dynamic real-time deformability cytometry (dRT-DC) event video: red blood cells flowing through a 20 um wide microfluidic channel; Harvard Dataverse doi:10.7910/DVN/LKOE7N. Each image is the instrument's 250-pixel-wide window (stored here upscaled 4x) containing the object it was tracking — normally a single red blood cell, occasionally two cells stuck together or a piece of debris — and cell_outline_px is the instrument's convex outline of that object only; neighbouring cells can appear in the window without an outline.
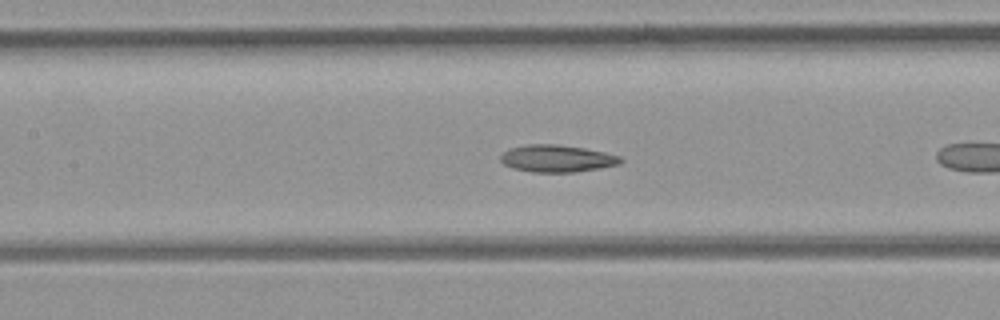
{"species": "common noctule bat (a hibernating species)", "species_latin": "Nyctalus noctula", "temperature_condition": "room temperature", "stored_images_in_passage": 8, "camera_frame_rate_fps": 3000, "um_per_image_px": 0.085, "animal": {"sex": "female", "body_mass_g": 21.9}, "frame": {"image": 1, "passage_image": 7, "time_ms": 2.0, "image_size_px": [1000, 320], "cell_outline_px": [[624, 160], [620, 164], [600, 168], [576, 172], [532, 172], [512, 168], [504, 164], [500, 160], [500, 156], [504, 152], [512, 148], [528, 144], [556, 144], [584, 148], [604, 152], [620, 156]], "centroid_in_image_um": [47.36, 13.48], "position_along_channel_um": 160.0, "area_um2": 18.96}}